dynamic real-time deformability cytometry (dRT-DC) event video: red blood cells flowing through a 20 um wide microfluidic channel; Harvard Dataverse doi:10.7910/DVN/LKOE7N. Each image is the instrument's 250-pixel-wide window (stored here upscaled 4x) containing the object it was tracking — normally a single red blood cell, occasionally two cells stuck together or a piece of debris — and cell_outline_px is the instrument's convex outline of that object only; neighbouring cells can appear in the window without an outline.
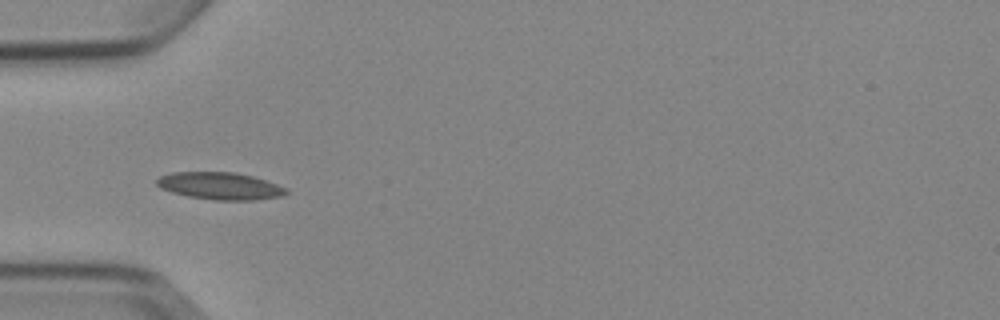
{"species": "Egyptian fruit bat (a non-hibernating species)", "species_latin": "Rousettus aegyptiacus", "temperature_condition": "cold", "stored_images_in_passage": 7, "camera_frame_rate_fps": 3000, "um_per_image_px": 0.085, "animal": {"sex": "female"}, "frame": {"image": 1, "passage_image": 5, "time_ms": 5.333, "image_size_px": [1000, 320], "cell_outline_px": [[288, 192], [280, 196], [256, 200], [212, 200], [188, 196], [172, 192], [160, 188], [156, 184], [156, 180], [160, 176], [172, 172], [236, 172], [252, 176], [288, 188]], "centroid_in_image_um": [18.69, 15.8], "position_along_channel_um": 66.3, "area_um2": 20.52}}
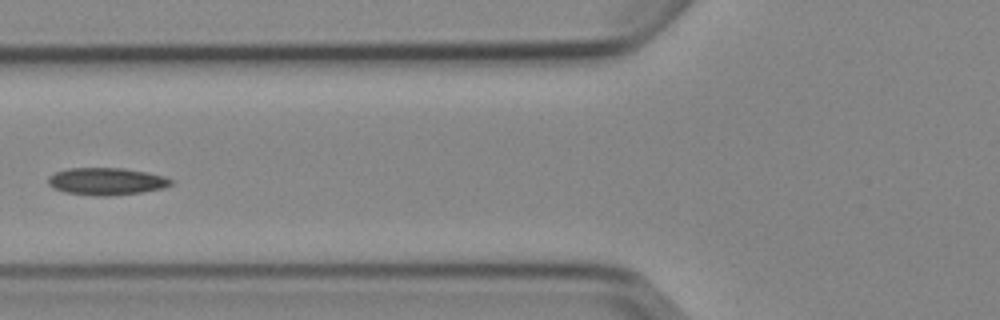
{"frame": {"image": 2, "passage_image": 6, "time_ms": 6.667, "image_size_px": [1000, 320], "cell_outline_px": [[172, 184], [164, 188], [140, 192], [108, 196], [96, 196], [64, 192], [52, 188], [48, 184], [48, 176], [56, 172], [68, 168], [124, 168], [148, 172], [164, 176], [172, 180]], "centroid_in_image_um": [9.03, 15.41], "position_along_channel_um": 116.8, "area_um2": 19.59}}
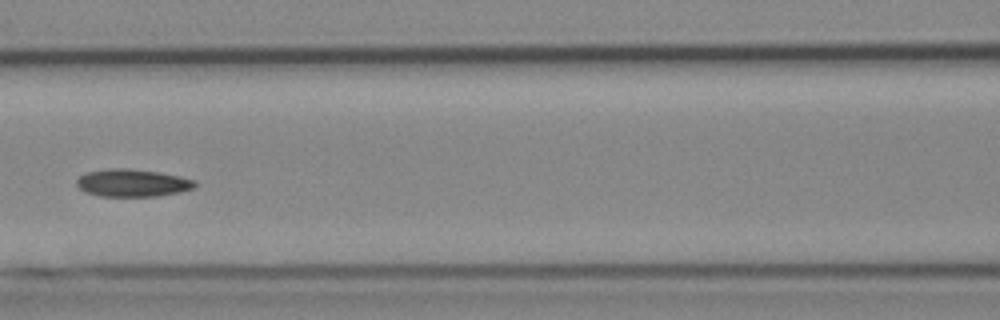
{"frame": {"image": 3, "passage_image": 7, "time_ms": 7.667, "image_size_px": [1000, 320], "cell_outline_px": [[196, 184], [192, 188], [180, 192], [156, 196], [100, 196], [84, 192], [76, 184], [76, 180], [80, 176], [88, 172], [112, 168], [128, 168], [156, 172], [180, 176], [196, 180]], "centroid_in_image_um": [11.25, 15.55], "position_along_channel_um": 155.4, "area_um2": 18.84}}